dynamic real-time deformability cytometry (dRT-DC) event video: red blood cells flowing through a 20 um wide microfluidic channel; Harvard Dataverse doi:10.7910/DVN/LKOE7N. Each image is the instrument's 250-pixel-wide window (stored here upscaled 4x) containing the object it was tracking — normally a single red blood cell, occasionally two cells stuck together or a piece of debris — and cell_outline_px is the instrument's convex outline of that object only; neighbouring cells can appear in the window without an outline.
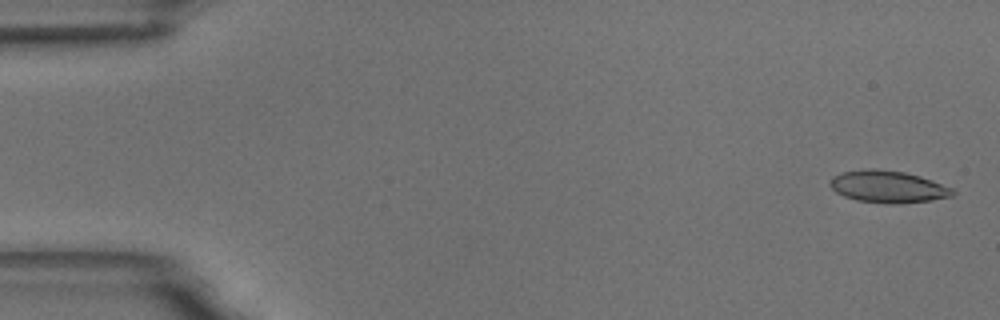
{"species": "common noctule bat (a hibernating species)", "species_latin": "Nyctalus noctula", "temperature_condition": "room temperature", "stored_images_in_passage": 5, "camera_frame_rate_fps": 3000, "um_per_image_px": 0.085, "animal": {"sex": "male", "body_mass_g": 18.8}, "frame": {"image": 1, "passage_image": 1, "time_ms": 0.0, "image_size_px": [1000, 320], "cell_outline_px": [[956, 192], [952, 196], [932, 200], [900, 204], [892, 204], [856, 200], [844, 196], [836, 192], [828, 184], [828, 180], [832, 176], [844, 172], [864, 168], [876, 168], [904, 172], [920, 176], [932, 180], [952, 188]], "centroid_in_image_um": [75.46, 15.86], "position_along_channel_um": 9.5, "area_um2": 23.12}}
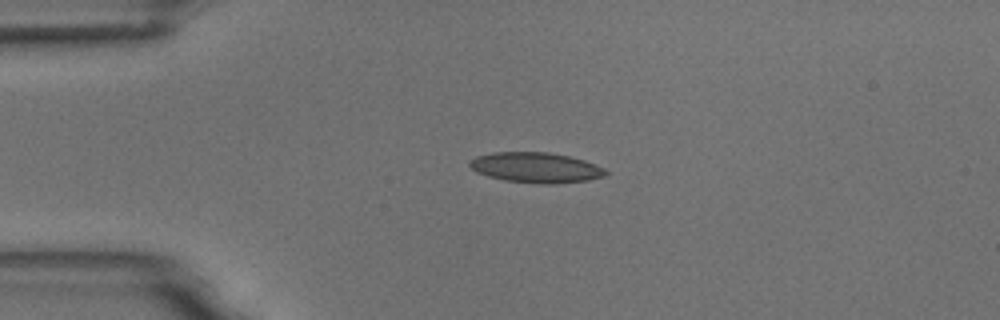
{"frame": {"image": 2, "passage_image": 4, "time_ms": 3.667, "image_size_px": [1000, 320], "cell_outline_px": [[608, 172], [604, 176], [588, 180], [552, 184], [544, 184], [504, 180], [488, 176], [476, 172], [468, 164], [476, 156], [492, 152], [548, 152], [568, 156], [584, 160], [604, 168]], "centroid_in_image_um": [45.54, 14.24], "position_along_channel_um": 39.5, "area_um2": 23.87}}